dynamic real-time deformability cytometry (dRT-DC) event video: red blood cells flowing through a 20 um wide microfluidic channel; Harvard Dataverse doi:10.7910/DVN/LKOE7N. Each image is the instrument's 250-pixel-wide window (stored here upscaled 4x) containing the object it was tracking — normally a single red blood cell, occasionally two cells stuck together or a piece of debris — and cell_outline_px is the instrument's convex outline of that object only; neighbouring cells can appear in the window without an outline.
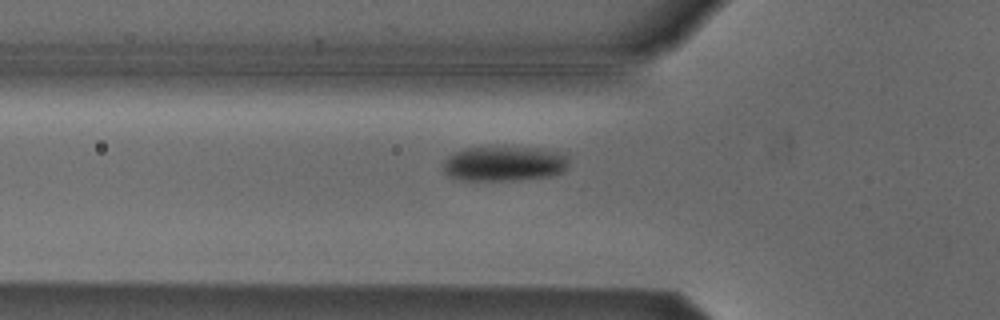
{"species": "Egyptian fruit bat (a non-hibernating species)", "species_latin": "Rousettus aegyptiacus", "temperature_condition": "cold", "stored_images_in_passage": 5, "camera_frame_rate_fps": 3000, "um_per_image_px": 0.085, "animal": {"sex": "male"}, "frame": {"image": 1, "passage_image": 5, "time_ms": 1.333, "image_size_px": [1000, 320], "cell_outline_px": [[568, 164], [564, 172], [548, 176], [512, 180], [460, 180], [448, 176], [444, 172], [444, 160], [448, 156], [464, 148], [540, 148], [556, 152], [564, 156], [568, 160]], "centroid_in_image_um": [42.82, 13.93], "position_along_channel_um": 83.0, "area_um2": 25.14}}